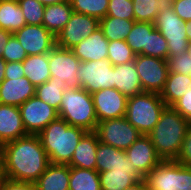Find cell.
Instances as JSON below:
<instances>
[{
    "label": "cell",
    "instance_id": "33",
    "mask_svg": "<svg viewBox=\"0 0 191 190\" xmlns=\"http://www.w3.org/2000/svg\"><path fill=\"white\" fill-rule=\"evenodd\" d=\"M73 12L101 20L107 15L109 0H69Z\"/></svg>",
    "mask_w": 191,
    "mask_h": 190
},
{
    "label": "cell",
    "instance_id": "44",
    "mask_svg": "<svg viewBox=\"0 0 191 190\" xmlns=\"http://www.w3.org/2000/svg\"><path fill=\"white\" fill-rule=\"evenodd\" d=\"M0 190H38L36 183L13 181L3 178L0 181Z\"/></svg>",
    "mask_w": 191,
    "mask_h": 190
},
{
    "label": "cell",
    "instance_id": "41",
    "mask_svg": "<svg viewBox=\"0 0 191 190\" xmlns=\"http://www.w3.org/2000/svg\"><path fill=\"white\" fill-rule=\"evenodd\" d=\"M172 107L186 120L191 122V87L185 90L184 95L178 99Z\"/></svg>",
    "mask_w": 191,
    "mask_h": 190
},
{
    "label": "cell",
    "instance_id": "28",
    "mask_svg": "<svg viewBox=\"0 0 191 190\" xmlns=\"http://www.w3.org/2000/svg\"><path fill=\"white\" fill-rule=\"evenodd\" d=\"M188 87H191V77L189 75L169 72L160 96L166 106H172L184 95Z\"/></svg>",
    "mask_w": 191,
    "mask_h": 190
},
{
    "label": "cell",
    "instance_id": "38",
    "mask_svg": "<svg viewBox=\"0 0 191 190\" xmlns=\"http://www.w3.org/2000/svg\"><path fill=\"white\" fill-rule=\"evenodd\" d=\"M106 16L135 20L132 0H109Z\"/></svg>",
    "mask_w": 191,
    "mask_h": 190
},
{
    "label": "cell",
    "instance_id": "47",
    "mask_svg": "<svg viewBox=\"0 0 191 190\" xmlns=\"http://www.w3.org/2000/svg\"><path fill=\"white\" fill-rule=\"evenodd\" d=\"M124 190H148L146 182L143 179L138 180L137 182H135L134 184H132L131 186H129L128 188L124 189Z\"/></svg>",
    "mask_w": 191,
    "mask_h": 190
},
{
    "label": "cell",
    "instance_id": "23",
    "mask_svg": "<svg viewBox=\"0 0 191 190\" xmlns=\"http://www.w3.org/2000/svg\"><path fill=\"white\" fill-rule=\"evenodd\" d=\"M70 166L49 163L35 182L38 190H69Z\"/></svg>",
    "mask_w": 191,
    "mask_h": 190
},
{
    "label": "cell",
    "instance_id": "19",
    "mask_svg": "<svg viewBox=\"0 0 191 190\" xmlns=\"http://www.w3.org/2000/svg\"><path fill=\"white\" fill-rule=\"evenodd\" d=\"M19 107L0 104V144L27 136Z\"/></svg>",
    "mask_w": 191,
    "mask_h": 190
},
{
    "label": "cell",
    "instance_id": "35",
    "mask_svg": "<svg viewBox=\"0 0 191 190\" xmlns=\"http://www.w3.org/2000/svg\"><path fill=\"white\" fill-rule=\"evenodd\" d=\"M108 60L113 66L125 64L135 60L136 54L125 40L109 41Z\"/></svg>",
    "mask_w": 191,
    "mask_h": 190
},
{
    "label": "cell",
    "instance_id": "50",
    "mask_svg": "<svg viewBox=\"0 0 191 190\" xmlns=\"http://www.w3.org/2000/svg\"><path fill=\"white\" fill-rule=\"evenodd\" d=\"M185 27H186V34L188 37V41H191V21L185 22Z\"/></svg>",
    "mask_w": 191,
    "mask_h": 190
},
{
    "label": "cell",
    "instance_id": "45",
    "mask_svg": "<svg viewBox=\"0 0 191 190\" xmlns=\"http://www.w3.org/2000/svg\"><path fill=\"white\" fill-rule=\"evenodd\" d=\"M5 78H22L25 76L22 62H6Z\"/></svg>",
    "mask_w": 191,
    "mask_h": 190
},
{
    "label": "cell",
    "instance_id": "14",
    "mask_svg": "<svg viewBox=\"0 0 191 190\" xmlns=\"http://www.w3.org/2000/svg\"><path fill=\"white\" fill-rule=\"evenodd\" d=\"M13 35L28 56L49 53L56 46V36L43 25H24Z\"/></svg>",
    "mask_w": 191,
    "mask_h": 190
},
{
    "label": "cell",
    "instance_id": "10",
    "mask_svg": "<svg viewBox=\"0 0 191 190\" xmlns=\"http://www.w3.org/2000/svg\"><path fill=\"white\" fill-rule=\"evenodd\" d=\"M134 63L143 91L160 94L169 73L167 60L139 54Z\"/></svg>",
    "mask_w": 191,
    "mask_h": 190
},
{
    "label": "cell",
    "instance_id": "30",
    "mask_svg": "<svg viewBox=\"0 0 191 190\" xmlns=\"http://www.w3.org/2000/svg\"><path fill=\"white\" fill-rule=\"evenodd\" d=\"M134 23L135 20L105 16L99 20V28L103 31L108 41L125 40Z\"/></svg>",
    "mask_w": 191,
    "mask_h": 190
},
{
    "label": "cell",
    "instance_id": "11",
    "mask_svg": "<svg viewBox=\"0 0 191 190\" xmlns=\"http://www.w3.org/2000/svg\"><path fill=\"white\" fill-rule=\"evenodd\" d=\"M22 123L27 134L38 135L50 122L59 116L57 110L37 96L19 106Z\"/></svg>",
    "mask_w": 191,
    "mask_h": 190
},
{
    "label": "cell",
    "instance_id": "26",
    "mask_svg": "<svg viewBox=\"0 0 191 190\" xmlns=\"http://www.w3.org/2000/svg\"><path fill=\"white\" fill-rule=\"evenodd\" d=\"M118 165H131L125 150L99 142L96 152V170L99 173L106 172Z\"/></svg>",
    "mask_w": 191,
    "mask_h": 190
},
{
    "label": "cell",
    "instance_id": "20",
    "mask_svg": "<svg viewBox=\"0 0 191 190\" xmlns=\"http://www.w3.org/2000/svg\"><path fill=\"white\" fill-rule=\"evenodd\" d=\"M101 190H124L143 177L132 165H118L99 173Z\"/></svg>",
    "mask_w": 191,
    "mask_h": 190
},
{
    "label": "cell",
    "instance_id": "18",
    "mask_svg": "<svg viewBox=\"0 0 191 190\" xmlns=\"http://www.w3.org/2000/svg\"><path fill=\"white\" fill-rule=\"evenodd\" d=\"M109 41L98 27L90 36L79 42L71 50L81 62L108 58Z\"/></svg>",
    "mask_w": 191,
    "mask_h": 190
},
{
    "label": "cell",
    "instance_id": "2",
    "mask_svg": "<svg viewBox=\"0 0 191 190\" xmlns=\"http://www.w3.org/2000/svg\"><path fill=\"white\" fill-rule=\"evenodd\" d=\"M189 127V121L172 106H166L159 121L147 135L162 160H176Z\"/></svg>",
    "mask_w": 191,
    "mask_h": 190
},
{
    "label": "cell",
    "instance_id": "34",
    "mask_svg": "<svg viewBox=\"0 0 191 190\" xmlns=\"http://www.w3.org/2000/svg\"><path fill=\"white\" fill-rule=\"evenodd\" d=\"M135 21L154 23L161 6V0H132Z\"/></svg>",
    "mask_w": 191,
    "mask_h": 190
},
{
    "label": "cell",
    "instance_id": "15",
    "mask_svg": "<svg viewBox=\"0 0 191 190\" xmlns=\"http://www.w3.org/2000/svg\"><path fill=\"white\" fill-rule=\"evenodd\" d=\"M98 122L126 115L127 97L115 88L101 89L92 94Z\"/></svg>",
    "mask_w": 191,
    "mask_h": 190
},
{
    "label": "cell",
    "instance_id": "42",
    "mask_svg": "<svg viewBox=\"0 0 191 190\" xmlns=\"http://www.w3.org/2000/svg\"><path fill=\"white\" fill-rule=\"evenodd\" d=\"M175 161L186 167H191V122H189V127L182 143L181 150Z\"/></svg>",
    "mask_w": 191,
    "mask_h": 190
},
{
    "label": "cell",
    "instance_id": "12",
    "mask_svg": "<svg viewBox=\"0 0 191 190\" xmlns=\"http://www.w3.org/2000/svg\"><path fill=\"white\" fill-rule=\"evenodd\" d=\"M48 62L51 77L61 78L66 83L67 88H81L80 80L77 78L81 61L71 49L55 46L48 53Z\"/></svg>",
    "mask_w": 191,
    "mask_h": 190
},
{
    "label": "cell",
    "instance_id": "40",
    "mask_svg": "<svg viewBox=\"0 0 191 190\" xmlns=\"http://www.w3.org/2000/svg\"><path fill=\"white\" fill-rule=\"evenodd\" d=\"M167 62L170 73L185 75L191 73V56L187 52L176 56H168Z\"/></svg>",
    "mask_w": 191,
    "mask_h": 190
},
{
    "label": "cell",
    "instance_id": "7",
    "mask_svg": "<svg viewBox=\"0 0 191 190\" xmlns=\"http://www.w3.org/2000/svg\"><path fill=\"white\" fill-rule=\"evenodd\" d=\"M154 26L167 40L168 56H176L187 52L188 37L185 21L172 8L170 3H164L154 21Z\"/></svg>",
    "mask_w": 191,
    "mask_h": 190
},
{
    "label": "cell",
    "instance_id": "32",
    "mask_svg": "<svg viewBox=\"0 0 191 190\" xmlns=\"http://www.w3.org/2000/svg\"><path fill=\"white\" fill-rule=\"evenodd\" d=\"M154 29V23L135 21L125 41L136 55L147 56L148 34Z\"/></svg>",
    "mask_w": 191,
    "mask_h": 190
},
{
    "label": "cell",
    "instance_id": "52",
    "mask_svg": "<svg viewBox=\"0 0 191 190\" xmlns=\"http://www.w3.org/2000/svg\"><path fill=\"white\" fill-rule=\"evenodd\" d=\"M187 53L191 56V41L188 42Z\"/></svg>",
    "mask_w": 191,
    "mask_h": 190
},
{
    "label": "cell",
    "instance_id": "53",
    "mask_svg": "<svg viewBox=\"0 0 191 190\" xmlns=\"http://www.w3.org/2000/svg\"><path fill=\"white\" fill-rule=\"evenodd\" d=\"M163 3H170L173 0H161Z\"/></svg>",
    "mask_w": 191,
    "mask_h": 190
},
{
    "label": "cell",
    "instance_id": "1",
    "mask_svg": "<svg viewBox=\"0 0 191 190\" xmlns=\"http://www.w3.org/2000/svg\"><path fill=\"white\" fill-rule=\"evenodd\" d=\"M4 178L35 183L49 162L38 135L27 136L2 145Z\"/></svg>",
    "mask_w": 191,
    "mask_h": 190
},
{
    "label": "cell",
    "instance_id": "5",
    "mask_svg": "<svg viewBox=\"0 0 191 190\" xmlns=\"http://www.w3.org/2000/svg\"><path fill=\"white\" fill-rule=\"evenodd\" d=\"M165 107L160 94L142 92L127 99L125 118L142 135H148L159 121Z\"/></svg>",
    "mask_w": 191,
    "mask_h": 190
},
{
    "label": "cell",
    "instance_id": "51",
    "mask_svg": "<svg viewBox=\"0 0 191 190\" xmlns=\"http://www.w3.org/2000/svg\"><path fill=\"white\" fill-rule=\"evenodd\" d=\"M4 178V173H3V154L0 152V181Z\"/></svg>",
    "mask_w": 191,
    "mask_h": 190
},
{
    "label": "cell",
    "instance_id": "17",
    "mask_svg": "<svg viewBox=\"0 0 191 190\" xmlns=\"http://www.w3.org/2000/svg\"><path fill=\"white\" fill-rule=\"evenodd\" d=\"M36 87L27 77L5 78L0 84V104L19 107L35 95Z\"/></svg>",
    "mask_w": 191,
    "mask_h": 190
},
{
    "label": "cell",
    "instance_id": "36",
    "mask_svg": "<svg viewBox=\"0 0 191 190\" xmlns=\"http://www.w3.org/2000/svg\"><path fill=\"white\" fill-rule=\"evenodd\" d=\"M26 25H42L45 6L37 0H18Z\"/></svg>",
    "mask_w": 191,
    "mask_h": 190
},
{
    "label": "cell",
    "instance_id": "3",
    "mask_svg": "<svg viewBox=\"0 0 191 190\" xmlns=\"http://www.w3.org/2000/svg\"><path fill=\"white\" fill-rule=\"evenodd\" d=\"M86 133L84 129L70 126L58 117L50 122L38 136L50 163L68 165L75 148Z\"/></svg>",
    "mask_w": 191,
    "mask_h": 190
},
{
    "label": "cell",
    "instance_id": "31",
    "mask_svg": "<svg viewBox=\"0 0 191 190\" xmlns=\"http://www.w3.org/2000/svg\"><path fill=\"white\" fill-rule=\"evenodd\" d=\"M69 190H101L99 172L70 167Z\"/></svg>",
    "mask_w": 191,
    "mask_h": 190
},
{
    "label": "cell",
    "instance_id": "8",
    "mask_svg": "<svg viewBox=\"0 0 191 190\" xmlns=\"http://www.w3.org/2000/svg\"><path fill=\"white\" fill-rule=\"evenodd\" d=\"M106 145L127 150L142 134L124 117L97 123L94 131Z\"/></svg>",
    "mask_w": 191,
    "mask_h": 190
},
{
    "label": "cell",
    "instance_id": "21",
    "mask_svg": "<svg viewBox=\"0 0 191 190\" xmlns=\"http://www.w3.org/2000/svg\"><path fill=\"white\" fill-rule=\"evenodd\" d=\"M113 83L127 98L144 92L134 61L113 66Z\"/></svg>",
    "mask_w": 191,
    "mask_h": 190
},
{
    "label": "cell",
    "instance_id": "46",
    "mask_svg": "<svg viewBox=\"0 0 191 190\" xmlns=\"http://www.w3.org/2000/svg\"><path fill=\"white\" fill-rule=\"evenodd\" d=\"M12 35H13V33L0 28V58H2L5 45L9 41V38Z\"/></svg>",
    "mask_w": 191,
    "mask_h": 190
},
{
    "label": "cell",
    "instance_id": "48",
    "mask_svg": "<svg viewBox=\"0 0 191 190\" xmlns=\"http://www.w3.org/2000/svg\"><path fill=\"white\" fill-rule=\"evenodd\" d=\"M37 1L43 4L44 6H49L52 4L66 3L69 0H37Z\"/></svg>",
    "mask_w": 191,
    "mask_h": 190
},
{
    "label": "cell",
    "instance_id": "6",
    "mask_svg": "<svg viewBox=\"0 0 191 190\" xmlns=\"http://www.w3.org/2000/svg\"><path fill=\"white\" fill-rule=\"evenodd\" d=\"M149 190H191V167L162 160L145 177Z\"/></svg>",
    "mask_w": 191,
    "mask_h": 190
},
{
    "label": "cell",
    "instance_id": "24",
    "mask_svg": "<svg viewBox=\"0 0 191 190\" xmlns=\"http://www.w3.org/2000/svg\"><path fill=\"white\" fill-rule=\"evenodd\" d=\"M73 13L70 2L45 6L42 25L54 36L64 28Z\"/></svg>",
    "mask_w": 191,
    "mask_h": 190
},
{
    "label": "cell",
    "instance_id": "22",
    "mask_svg": "<svg viewBox=\"0 0 191 190\" xmlns=\"http://www.w3.org/2000/svg\"><path fill=\"white\" fill-rule=\"evenodd\" d=\"M99 142L95 132H87L75 148L74 155L68 165L70 167L96 170V152Z\"/></svg>",
    "mask_w": 191,
    "mask_h": 190
},
{
    "label": "cell",
    "instance_id": "4",
    "mask_svg": "<svg viewBox=\"0 0 191 190\" xmlns=\"http://www.w3.org/2000/svg\"><path fill=\"white\" fill-rule=\"evenodd\" d=\"M59 118L70 126L94 132L98 123L92 94L81 88H67L57 111Z\"/></svg>",
    "mask_w": 191,
    "mask_h": 190
},
{
    "label": "cell",
    "instance_id": "29",
    "mask_svg": "<svg viewBox=\"0 0 191 190\" xmlns=\"http://www.w3.org/2000/svg\"><path fill=\"white\" fill-rule=\"evenodd\" d=\"M66 89V83L61 78L51 77L47 82L36 86L35 96L58 111Z\"/></svg>",
    "mask_w": 191,
    "mask_h": 190
},
{
    "label": "cell",
    "instance_id": "9",
    "mask_svg": "<svg viewBox=\"0 0 191 190\" xmlns=\"http://www.w3.org/2000/svg\"><path fill=\"white\" fill-rule=\"evenodd\" d=\"M77 78L90 94L101 89L114 88L113 65L108 59L80 62Z\"/></svg>",
    "mask_w": 191,
    "mask_h": 190
},
{
    "label": "cell",
    "instance_id": "27",
    "mask_svg": "<svg viewBox=\"0 0 191 190\" xmlns=\"http://www.w3.org/2000/svg\"><path fill=\"white\" fill-rule=\"evenodd\" d=\"M24 25H26V21L18 0H1L0 28L14 33Z\"/></svg>",
    "mask_w": 191,
    "mask_h": 190
},
{
    "label": "cell",
    "instance_id": "13",
    "mask_svg": "<svg viewBox=\"0 0 191 190\" xmlns=\"http://www.w3.org/2000/svg\"><path fill=\"white\" fill-rule=\"evenodd\" d=\"M99 27L95 17L73 12L69 21L56 36V46L72 49Z\"/></svg>",
    "mask_w": 191,
    "mask_h": 190
},
{
    "label": "cell",
    "instance_id": "39",
    "mask_svg": "<svg viewBox=\"0 0 191 190\" xmlns=\"http://www.w3.org/2000/svg\"><path fill=\"white\" fill-rule=\"evenodd\" d=\"M27 53L14 35L6 43L2 58L6 62H23L27 58Z\"/></svg>",
    "mask_w": 191,
    "mask_h": 190
},
{
    "label": "cell",
    "instance_id": "37",
    "mask_svg": "<svg viewBox=\"0 0 191 190\" xmlns=\"http://www.w3.org/2000/svg\"><path fill=\"white\" fill-rule=\"evenodd\" d=\"M147 56L164 60L168 59L167 40L156 28L148 34Z\"/></svg>",
    "mask_w": 191,
    "mask_h": 190
},
{
    "label": "cell",
    "instance_id": "43",
    "mask_svg": "<svg viewBox=\"0 0 191 190\" xmlns=\"http://www.w3.org/2000/svg\"><path fill=\"white\" fill-rule=\"evenodd\" d=\"M176 15L183 21H191V0H173L170 2Z\"/></svg>",
    "mask_w": 191,
    "mask_h": 190
},
{
    "label": "cell",
    "instance_id": "25",
    "mask_svg": "<svg viewBox=\"0 0 191 190\" xmlns=\"http://www.w3.org/2000/svg\"><path fill=\"white\" fill-rule=\"evenodd\" d=\"M25 77L36 87L51 78L48 53L31 55L22 62Z\"/></svg>",
    "mask_w": 191,
    "mask_h": 190
},
{
    "label": "cell",
    "instance_id": "49",
    "mask_svg": "<svg viewBox=\"0 0 191 190\" xmlns=\"http://www.w3.org/2000/svg\"><path fill=\"white\" fill-rule=\"evenodd\" d=\"M6 61L3 58H0V84L5 79Z\"/></svg>",
    "mask_w": 191,
    "mask_h": 190
},
{
    "label": "cell",
    "instance_id": "16",
    "mask_svg": "<svg viewBox=\"0 0 191 190\" xmlns=\"http://www.w3.org/2000/svg\"><path fill=\"white\" fill-rule=\"evenodd\" d=\"M125 153L131 165L143 178L162 161L147 135H141Z\"/></svg>",
    "mask_w": 191,
    "mask_h": 190
}]
</instances>
